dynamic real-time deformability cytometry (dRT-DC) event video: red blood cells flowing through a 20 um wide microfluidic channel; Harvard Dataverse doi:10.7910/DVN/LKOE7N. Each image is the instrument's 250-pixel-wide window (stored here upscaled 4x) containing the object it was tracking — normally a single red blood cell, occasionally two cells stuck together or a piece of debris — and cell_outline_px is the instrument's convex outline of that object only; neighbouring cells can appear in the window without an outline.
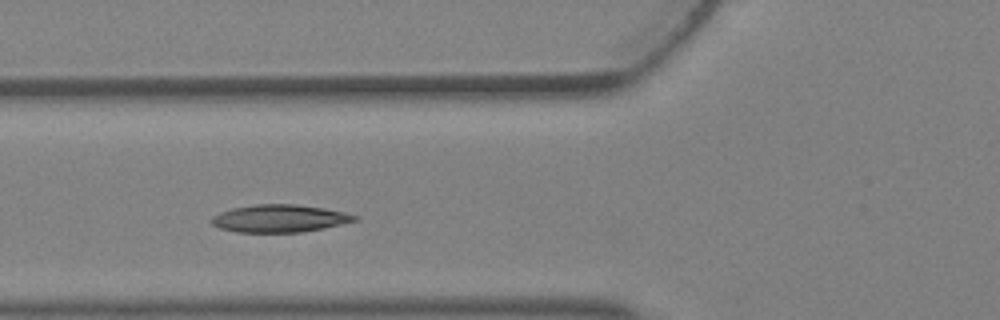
{"species": "Egyptian fruit bat (a non-hibernating species)", "species_latin": "Rousettus aegyptiacus", "temperature_condition": "warm", "stored_images_in_passage": 3, "camera_frame_rate_fps": 3000, "um_per_image_px": 0.085, "animal": {"sex": "female"}, "frame": {"image": 1, "passage_image": 3, "time_ms": 0.667, "image_size_px": [1000, 320], "cell_outline_px": [[360, 220], [324, 228], [300, 232], [236, 232], [220, 228], [212, 224], [208, 220], [212, 216], [220, 212], [232, 208], [256, 204], [296, 204], [324, 208], [344, 212], [360, 216]], "centroid_in_image_um": [23.77, 18.56], "position_along_channel_um": 102.0, "area_um2": 23.18}}